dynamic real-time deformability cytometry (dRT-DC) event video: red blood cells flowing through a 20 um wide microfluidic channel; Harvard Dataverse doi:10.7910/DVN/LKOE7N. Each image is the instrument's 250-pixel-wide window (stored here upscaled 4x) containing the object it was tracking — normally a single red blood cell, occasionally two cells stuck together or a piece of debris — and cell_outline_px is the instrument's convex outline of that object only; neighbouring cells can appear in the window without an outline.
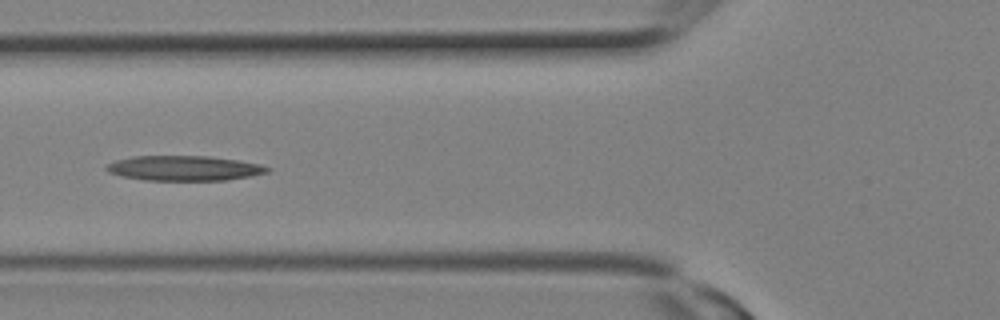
{"species": "Egyptian fruit bat (a non-hibernating species)", "species_latin": "Rousettus aegyptiacus", "temperature_condition": "room temperature", "stored_images_in_passage": 10, "camera_frame_rate_fps": 3000, "um_per_image_px": 0.085, "animal": {"sex": "female"}, "frame": {"image": 1, "passage_image": 9, "time_ms": 2.667, "image_size_px": [1000, 320], "cell_outline_px": [[272, 168], [268, 172], [252, 176], [228, 180], [144, 180], [120, 176], [108, 172], [104, 168], [104, 164], [116, 160], [132, 156], [208, 156], [240, 160], [260, 164]], "centroid_in_image_um": [15.64, 14.29], "position_along_channel_um": 110.2, "area_um2": 23.7}}